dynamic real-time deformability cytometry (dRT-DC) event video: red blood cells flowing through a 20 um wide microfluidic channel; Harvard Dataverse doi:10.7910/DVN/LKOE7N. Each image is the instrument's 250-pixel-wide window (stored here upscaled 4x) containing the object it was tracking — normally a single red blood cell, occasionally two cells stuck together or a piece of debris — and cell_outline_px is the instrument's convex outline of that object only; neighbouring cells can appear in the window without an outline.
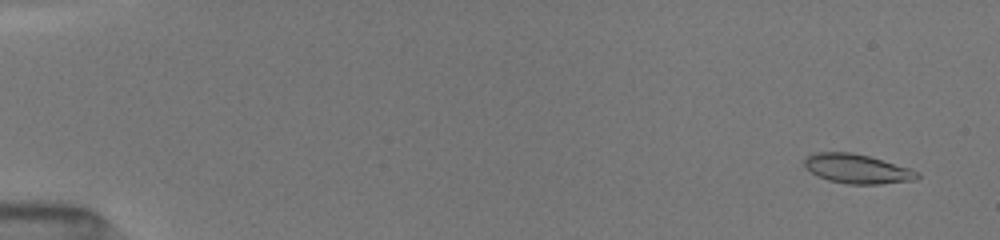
{"species": "common noctule bat (a hibernating species)", "species_latin": "Nyctalus noctula", "temperature_condition": "room temperature", "stored_images_in_passage": 32, "camera_frame_rate_fps": 3000, "um_per_image_px": 0.085, "animal": {"sex": "female", "body_mass_g": 19.5, "forearm_length_mm": 54.1}, "frame": {"image": 1, "passage_image": 3, "time_ms": 0.667, "image_size_px": [1000, 240], "cell_outline_px": [[920, 176], [916, 180], [880, 184], [848, 184], [828, 180], [816, 176], [804, 164], [804, 160], [808, 156], [816, 152], [852, 152], [868, 156], [908, 168], [920, 172]], "centroid_in_image_um": [72.87, 14.36], "position_along_channel_um": 12.1, "area_um2": 19.13}}
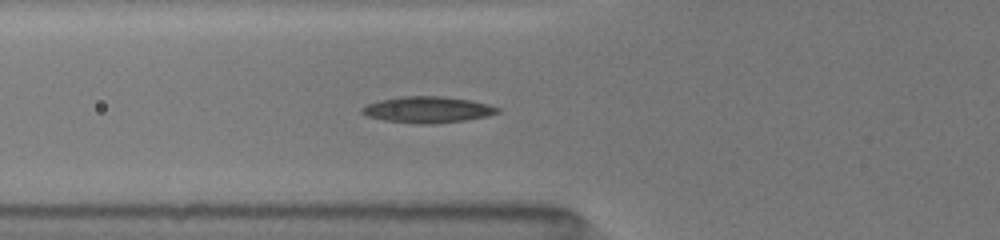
{"frame": {"image": 2, "passage_image": 15, "time_ms": 6.333, "image_size_px": [1000, 240], "cell_outline_px": [[500, 112], [488, 116], [464, 120], [432, 124], [420, 124], [384, 120], [368, 116], [360, 112], [360, 108], [368, 104], [380, 100], [400, 96], [444, 96], [472, 100], [488, 104], [500, 108]], "centroid_in_image_um": [36.36, 9.31], "position_along_channel_um": 89.4, "area_um2": 20.81}}
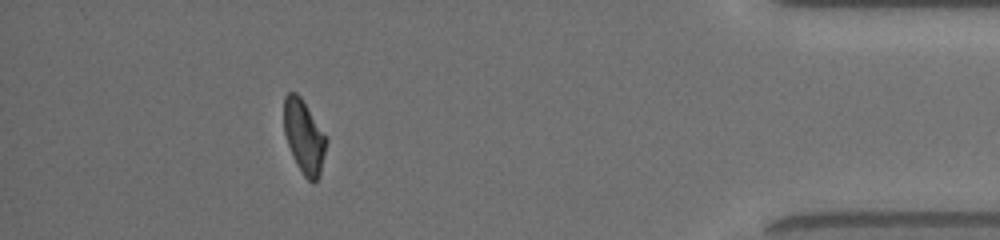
{"frame": {"image": 3, "passage_image": 29, "time_ms": 15.333, "image_size_px": [1000, 240], "cell_outline_px": [[328, 140], [320, 176], [312, 184], [304, 176], [296, 164], [292, 156], [284, 132], [284, 96], [288, 92], [296, 92], [300, 96], [328, 136]], "centroid_in_image_um": [25.87, 11.62], "position_along_channel_um": 409.3, "area_um2": 18.5}, "authors_computed_cell_mechanics": {"area_um2": 19.1318, "velocity_mm_per_s": 4.0471, "shape_relaxation_time_tau1_ms": null, "shape_relaxation_time_tau2_ms": 3.7152, "deformation_change_tau1": null, "deformation_change_tau2": 0.103}}